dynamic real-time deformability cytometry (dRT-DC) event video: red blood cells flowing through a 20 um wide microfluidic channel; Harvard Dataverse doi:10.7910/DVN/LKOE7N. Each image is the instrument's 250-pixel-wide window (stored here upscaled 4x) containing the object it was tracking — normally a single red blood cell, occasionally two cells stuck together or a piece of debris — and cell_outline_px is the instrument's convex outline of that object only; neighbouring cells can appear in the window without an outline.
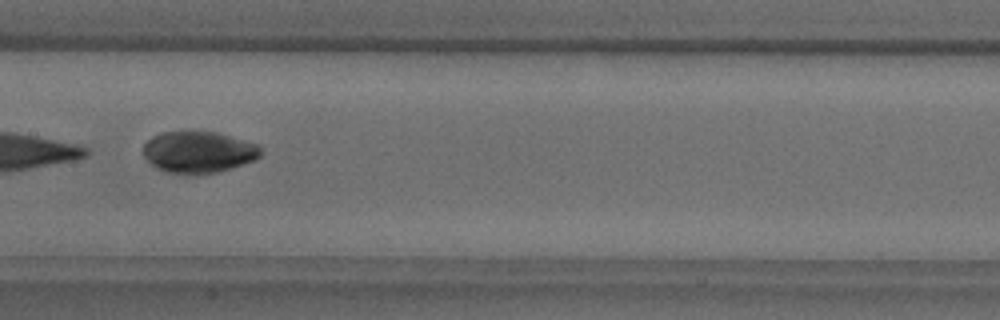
{"species": "common noctule bat (a hibernating species)", "species_latin": "Nyctalus noctula", "temperature_condition": "warm", "stored_images_in_passage": 7, "camera_frame_rate_fps": 3000, "um_per_image_px": 0.085, "animal": {"sex": "male", "body_mass_g": 18.8}, "frame": {"image": 1, "passage_image": 6, "time_ms": 1.667, "image_size_px": [1000, 320], "cell_outline_px": [[260, 156], [256, 160], [216, 172], [196, 176], [184, 176], [168, 172], [156, 168], [144, 156], [144, 144], [152, 136], [160, 132], [216, 132], [260, 144]], "centroid_in_image_um": [16.87, 12.95], "position_along_channel_um": 190.5, "area_um2": 28.73}}